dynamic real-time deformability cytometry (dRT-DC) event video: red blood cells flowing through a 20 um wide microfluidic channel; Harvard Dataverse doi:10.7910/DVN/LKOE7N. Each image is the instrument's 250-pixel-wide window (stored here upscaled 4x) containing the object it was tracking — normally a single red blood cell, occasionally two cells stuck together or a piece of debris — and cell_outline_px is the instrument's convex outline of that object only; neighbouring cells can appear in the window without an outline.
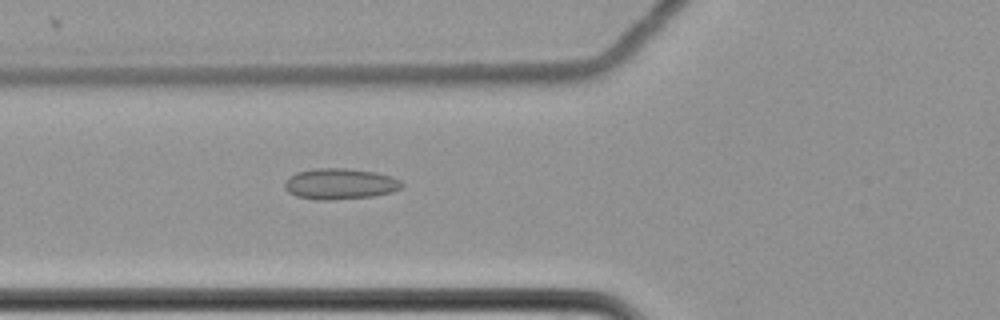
{"species": "common noctule bat (a hibernating species)", "species_latin": "Nyctalus noctula", "temperature_condition": "cold", "stored_images_in_passage": 60, "camera_frame_rate_fps": 3000, "um_per_image_px": 0.085, "animal": {"sex": "female", "body_mass_g": 22.7, "forearm_length_mm": 54.2}, "frame": {"image": 1, "passage_image": 24, "time_ms": 7.667, "image_size_px": [1000, 320], "cell_outline_px": [[404, 184], [400, 188], [392, 192], [372, 196], [328, 200], [316, 200], [296, 196], [288, 192], [284, 188], [284, 184], [296, 172], [316, 168], [344, 168], [372, 172], [392, 176], [400, 180]], "centroid_in_image_um": [28.9, 15.63], "position_along_channel_um": 96.9, "area_um2": 20.92}}
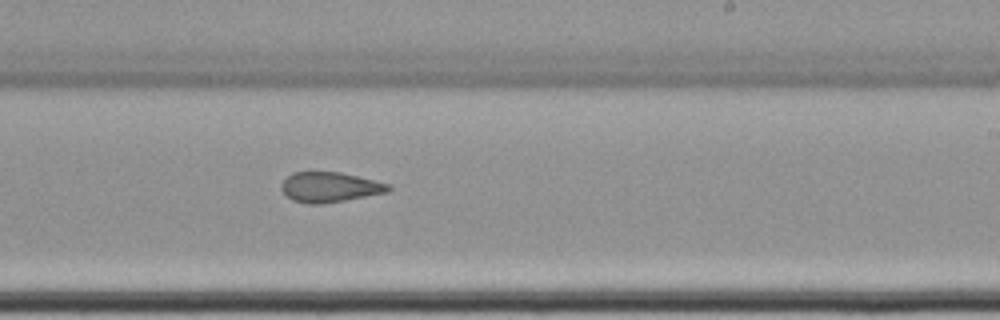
{"frame": {"image": 2, "passage_image": 38, "time_ms": 12.333, "image_size_px": [1000, 320], "cell_outline_px": [[392, 188], [388, 192], [344, 200], [320, 204], [308, 204], [292, 200], [280, 188], [280, 184], [292, 172], [340, 172], [392, 184]], "centroid_in_image_um": [28.04, 15.9], "position_along_channel_um": 261.0, "area_um2": 18.73}}
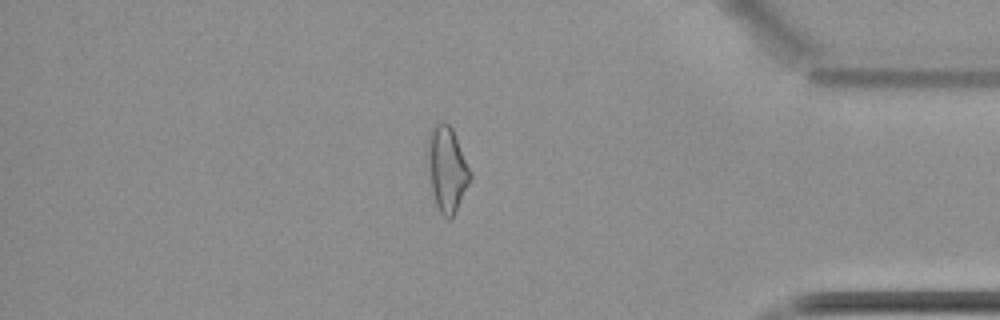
{"frame": {"image": 3, "passage_image": 52, "time_ms": 17.0, "image_size_px": [1000, 320], "cell_outline_px": [[472, 176], [452, 216], [448, 220], [440, 212], [436, 204], [432, 188], [428, 160], [428, 132], [440, 120], [444, 120], [452, 128], [472, 172]], "centroid_in_image_um": [38.0, 14.3], "position_along_channel_um": 397.2, "area_um2": 20.58}, "authors_computed_cell_mechanics": {"area_um2": 20.9525, "velocity_mm_per_s": 3.5168, "shape_relaxation_time_tau1_ms": null, "shape_relaxation_time_tau2_ms": 2.779, "deformation_change_tau1": null, "deformation_change_tau2": 0.0887}}